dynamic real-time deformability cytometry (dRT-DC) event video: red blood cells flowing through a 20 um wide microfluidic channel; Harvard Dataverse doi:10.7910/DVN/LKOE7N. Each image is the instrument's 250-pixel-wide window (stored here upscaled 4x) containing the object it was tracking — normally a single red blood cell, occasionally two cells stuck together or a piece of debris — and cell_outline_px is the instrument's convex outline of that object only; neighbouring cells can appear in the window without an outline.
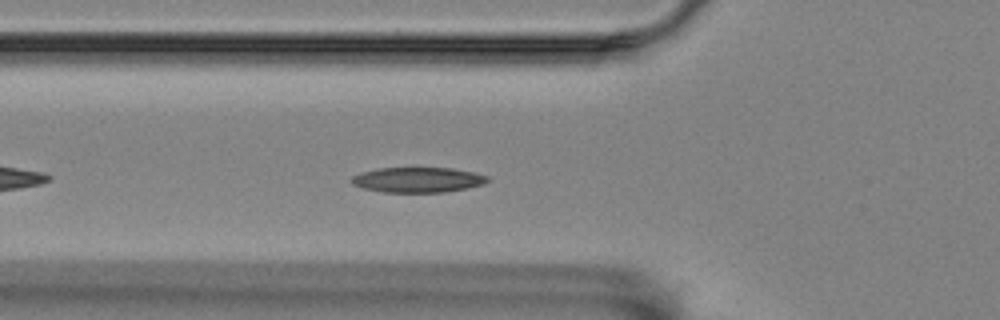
{"species": "Egyptian fruit bat (a non-hibernating species)", "species_latin": "Rousettus aegyptiacus", "temperature_condition": "room temperature", "stored_images_in_passage": 35, "camera_frame_rate_fps": 3000, "um_per_image_px": 0.085, "animal": {"sex": "female"}, "frame": {"image": 1, "passage_image": 5, "time_ms": 1.333, "image_size_px": [1000, 320], "cell_outline_px": [[488, 180], [484, 184], [468, 188], [444, 192], [380, 192], [364, 188], [352, 184], [348, 180], [352, 176], [364, 172], [380, 168], [452, 168], [472, 172], [488, 176]], "centroid_in_image_um": [35.5, 15.29], "position_along_channel_um": 90.3, "area_um2": 19.88}}
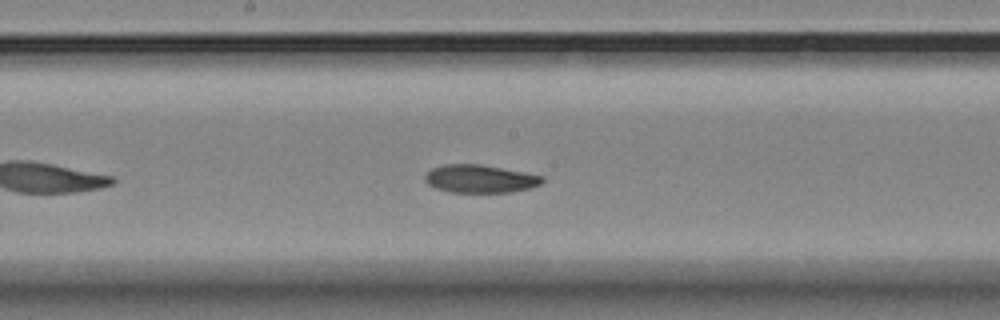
{"frame": {"image": 2, "passage_image": 15, "time_ms": 4.667, "image_size_px": [1000, 320], "cell_outline_px": [[544, 180], [540, 184], [532, 188], [512, 192], [448, 192], [436, 188], [428, 184], [424, 180], [424, 176], [432, 168], [444, 164], [480, 164], [524, 172], [544, 176]], "centroid_in_image_um": [40.81, 15.2], "position_along_channel_um": 207.4, "area_um2": 19.19}}
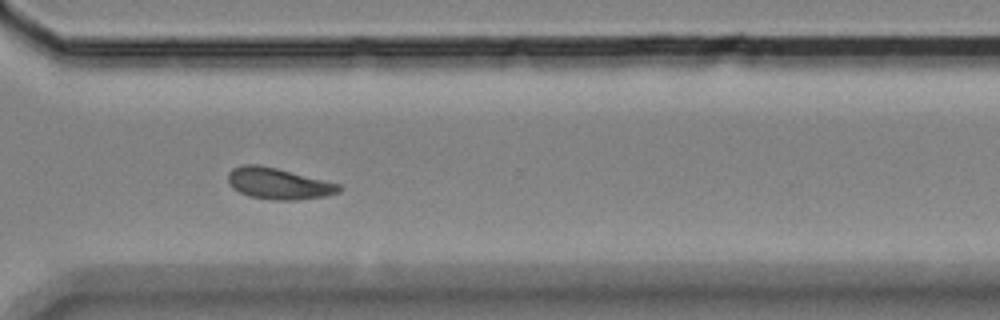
{"frame": {"image": 3, "passage_image": 27, "time_ms": 8.667, "image_size_px": [1000, 320], "cell_outline_px": [[344, 188], [340, 192], [324, 196], [296, 200], [272, 200], [248, 196], [232, 188], [228, 180], [228, 172], [232, 168], [240, 164], [260, 164], [340, 184]], "centroid_in_image_um": [23.65, 15.6], "position_along_channel_um": 347.0, "area_um2": 20.35}, "authors_computed_cell_mechanics": {"area_um2": 19.7098, "velocity_mm_per_s": 3.488, "shape_relaxation_time_tau1_ms": 3.5936, "shape_relaxation_time_tau2_ms": null, "deformation_change_tau1": 0.1218, "deformation_change_tau2": null}}